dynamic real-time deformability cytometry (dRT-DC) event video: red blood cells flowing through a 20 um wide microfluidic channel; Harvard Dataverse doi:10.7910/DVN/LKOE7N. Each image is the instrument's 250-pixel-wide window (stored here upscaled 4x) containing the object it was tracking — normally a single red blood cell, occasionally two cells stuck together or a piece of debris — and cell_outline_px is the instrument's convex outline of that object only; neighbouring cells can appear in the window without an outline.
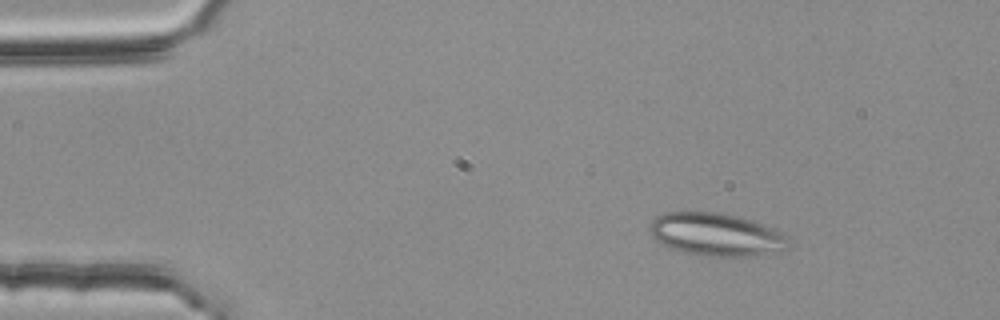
{"species": "common noctule bat (a hibernating species)", "species_latin": "Nyctalus noctula", "temperature_condition": "room temperature", "stored_images_in_passage": 3, "camera_frame_rate_fps": 3000, "um_per_image_px": 0.085, "animal": {"sex": "female", "body_mass_g": 25.1}, "frame": {"image": 1, "passage_image": 1, "time_ms": 0.0, "image_size_px": [1000, 320], "cell_outline_px": [[788, 248], [780, 252], [752, 256], [712, 256], [688, 252], [672, 248], [656, 240], [648, 232], [648, 228], [652, 220], [656, 216], [664, 212], [724, 212], [740, 216], [764, 224], [788, 236]], "centroid_in_image_um": [60.9, 19.91], "position_along_channel_um": 24.1, "area_um2": 34.8}}
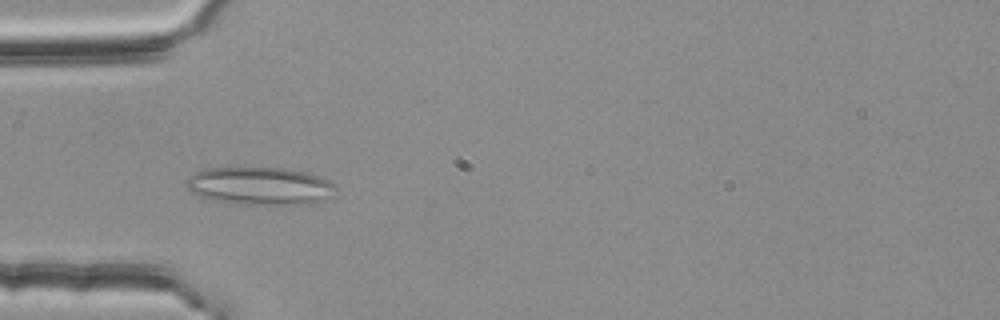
{"frame": {"image": 2, "passage_image": 3, "time_ms": 0.667, "image_size_px": [1000, 320], "cell_outline_px": [[336, 188], [324, 200], [316, 204], [264, 204], [216, 200], [200, 196], [192, 192], [188, 188], [184, 180], [188, 176], [196, 172], [208, 168], [284, 168], [308, 172], [320, 176], [336, 184]], "centroid_in_image_um": [22.13, 15.79], "position_along_channel_um": 62.9, "area_um2": 32.54}}